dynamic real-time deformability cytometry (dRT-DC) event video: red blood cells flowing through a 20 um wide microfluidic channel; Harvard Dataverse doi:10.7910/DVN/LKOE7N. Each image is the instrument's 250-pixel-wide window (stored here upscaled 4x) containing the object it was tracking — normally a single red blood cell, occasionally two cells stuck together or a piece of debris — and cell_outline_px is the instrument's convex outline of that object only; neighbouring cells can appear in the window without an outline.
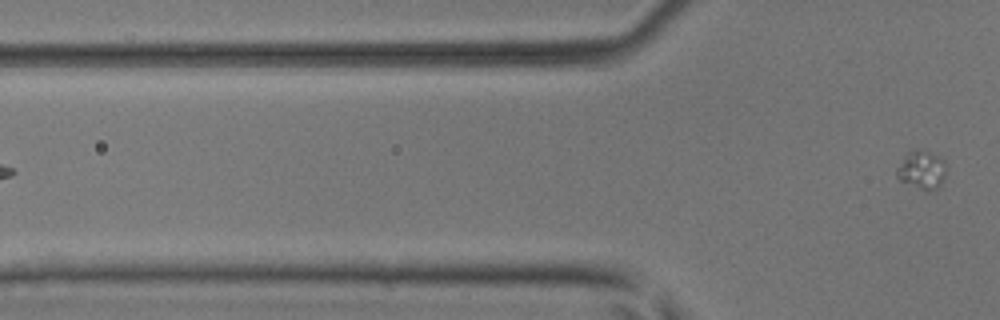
{"species": "common noctule bat (a hibernating species)", "species_latin": "Nyctalus noctula", "temperature_condition": "room temperature", "stored_images_in_passage": 6, "camera_frame_rate_fps": 3000, "um_per_image_px": 0.085, "animal": {"sex": "male", "body_mass_g": 17.9, "forearm_length_mm": 54.2}, "frame": {"image": 1, "passage_image": 6, "time_ms": 1.667, "image_size_px": [1000, 320], "cell_outline_px": [[944, 176], [940, 184], [936, 188], [928, 192], [900, 180], [896, 176], [896, 168], [904, 156], [908, 152], [928, 152], [940, 156], [944, 164]], "centroid_in_image_um": [78.32, 14.47], "position_along_channel_um": 47.5, "area_um2": 10.58}}